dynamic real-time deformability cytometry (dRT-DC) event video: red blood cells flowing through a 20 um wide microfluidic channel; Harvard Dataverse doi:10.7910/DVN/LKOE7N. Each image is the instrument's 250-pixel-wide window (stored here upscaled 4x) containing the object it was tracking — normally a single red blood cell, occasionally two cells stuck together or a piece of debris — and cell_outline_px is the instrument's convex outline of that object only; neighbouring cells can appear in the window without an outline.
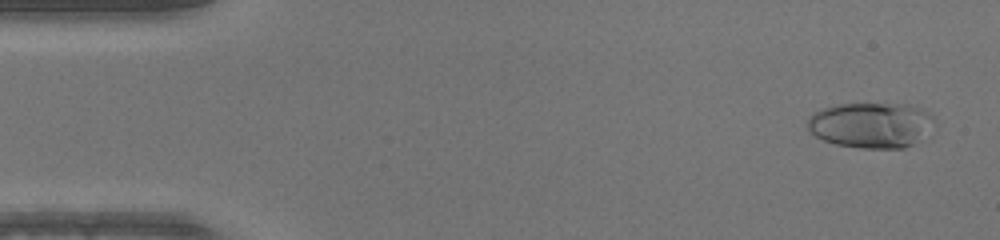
{"species": "human", "species_latin": "Homo sapiens", "temperature_condition": "warm", "stored_images_in_passage": 50, "camera_frame_rate_fps": 3000, "um_per_image_px": 0.085, "donor": {"sex": "male"}, "frame": {"image": 1, "passage_image": 3, "time_ms": 0.667, "image_size_px": [1000, 240], "cell_outline_px": [[936, 116], [912, 144], [904, 148], [860, 148], [836, 144], [824, 140], [816, 136], [808, 128], [808, 116], [812, 112], [824, 108], [840, 104], [908, 104], [920, 108]], "centroid_in_image_um": [73.96, 10.61], "position_along_channel_um": 11.0, "area_um2": 32.95}}
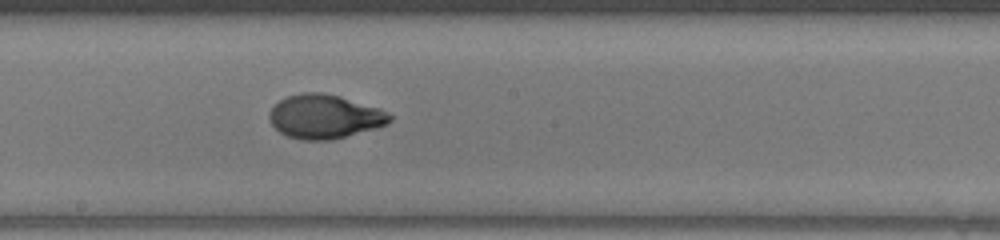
{"frame": {"image": 2, "passage_image": 27, "time_ms": 8.667, "image_size_px": [1000, 240], "cell_outline_px": [[392, 120], [388, 124], [376, 128], [332, 140], [300, 140], [288, 136], [280, 132], [268, 120], [268, 112], [280, 100], [288, 96], [300, 92], [320, 92], [340, 96], [380, 108], [388, 112], [392, 116]], "centroid_in_image_um": [27.6, 9.91], "position_along_channel_um": 220.6, "area_um2": 31.04}}
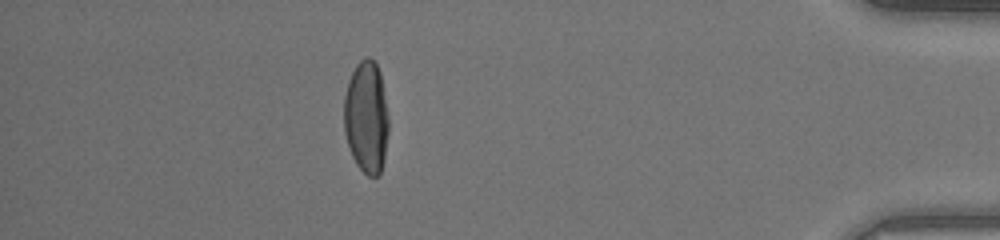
{"frame": {"image": 3, "passage_image": 44, "time_ms": 14.333, "image_size_px": [1000, 240], "cell_outline_px": [[388, 132], [384, 160], [380, 172], [376, 176], [368, 176], [356, 164], [352, 156], [344, 132], [344, 96], [348, 80], [356, 64], [364, 56], [368, 56], [376, 64], [380, 72], [388, 116]], "centroid_in_image_um": [31.13, 9.94], "position_along_channel_um": 404.1, "area_um2": 29.25}}